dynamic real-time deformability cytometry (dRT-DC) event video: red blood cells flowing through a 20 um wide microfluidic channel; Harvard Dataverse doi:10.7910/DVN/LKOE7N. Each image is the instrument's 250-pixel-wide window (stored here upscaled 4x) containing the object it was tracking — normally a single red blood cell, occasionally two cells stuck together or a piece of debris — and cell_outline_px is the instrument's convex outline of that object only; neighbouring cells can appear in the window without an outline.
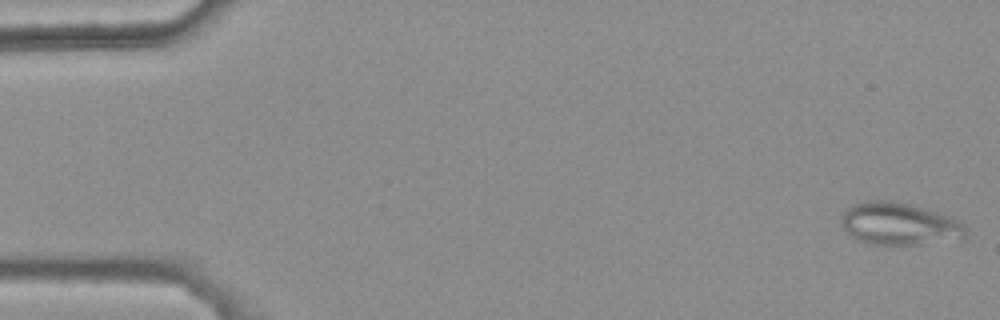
{"species": "common noctule bat (a hibernating species)", "species_latin": "Nyctalus noctula", "temperature_condition": "warm", "stored_images_in_passage": 46, "camera_frame_rate_fps": 3000, "um_per_image_px": 0.085, "animal": {"sex": "female", "body_mass_g": 25.1}, "frame": {"image": 1, "passage_image": 1, "time_ms": 0.0, "image_size_px": [1000, 320], "cell_outline_px": [[968, 228], [964, 240], [920, 244], [864, 244], [856, 240], [844, 228], [840, 216], [848, 208], [856, 204], [868, 200], [896, 200], [912, 204], [948, 216], [964, 224]], "centroid_in_image_um": [76.48, 19.04], "position_along_channel_um": 8.5, "area_um2": 31.04}}
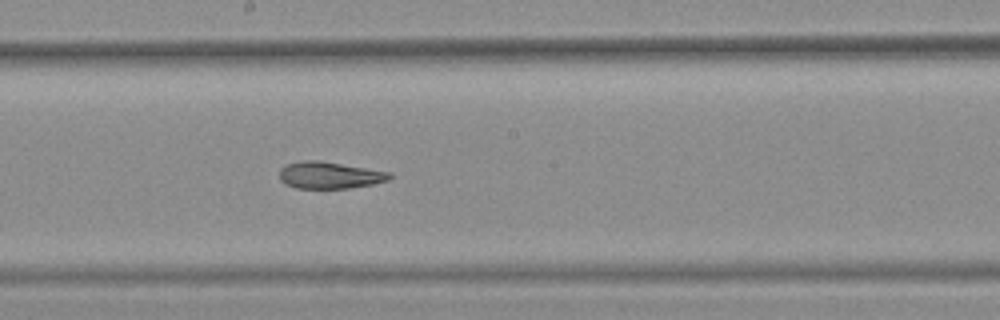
{"frame": {"image": 2, "passage_image": 29, "time_ms": 9.333, "image_size_px": [1000, 320], "cell_outline_px": [[392, 176], [388, 180], [372, 184], [348, 188], [296, 188], [284, 184], [280, 180], [280, 168], [284, 164], [304, 160], [320, 160], [392, 172]], "centroid_in_image_um": [27.99, 14.88], "position_along_channel_um": 220.2, "area_um2": 17.4}}
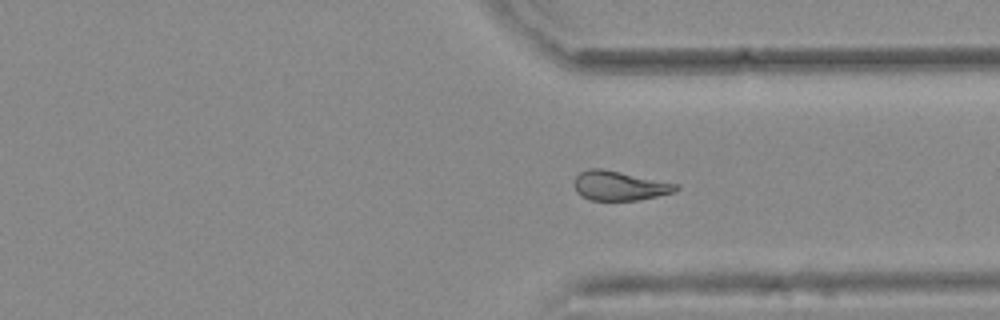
{"frame": {"image": 3, "passage_image": 40, "time_ms": 13.0, "image_size_px": [1000, 320], "cell_outline_px": [[680, 188], [672, 192], [640, 200], [592, 200], [580, 196], [576, 192], [572, 184], [572, 180], [580, 172], [588, 168], [604, 168], [680, 184]], "centroid_in_image_um": [52.61, 15.77], "position_along_channel_um": 358.8, "area_um2": 17.8}, "authors_computed_cell_mechanics": {"area_um2": 18.4093, "velocity_mm_per_s": 3.7613, "shape_relaxation_time_tau1_ms": null, "shape_relaxation_time_tau2_ms": 3.3262, "deformation_change_tau1": null, "deformation_change_tau2": 0.1017}}